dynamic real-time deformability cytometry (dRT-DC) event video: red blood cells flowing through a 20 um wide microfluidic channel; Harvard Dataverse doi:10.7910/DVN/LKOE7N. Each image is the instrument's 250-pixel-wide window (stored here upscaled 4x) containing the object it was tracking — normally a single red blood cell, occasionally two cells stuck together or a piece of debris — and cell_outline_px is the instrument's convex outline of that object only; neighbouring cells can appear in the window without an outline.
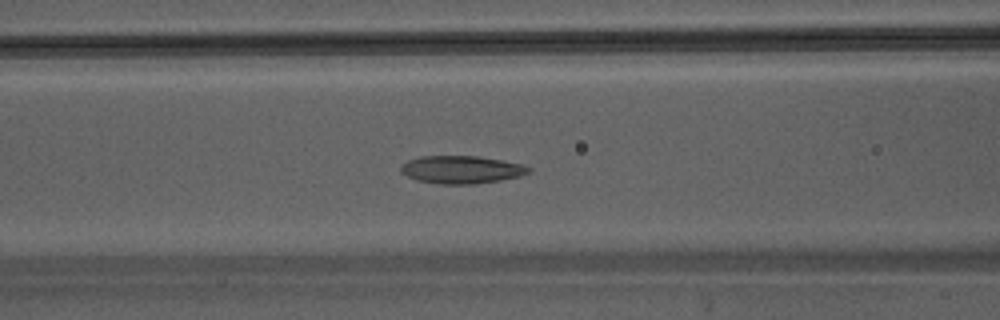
{"species": "Egyptian fruit bat (a non-hibernating species)", "species_latin": "Rousettus aegyptiacus", "temperature_condition": "warm", "stored_images_in_passage": 43, "camera_frame_rate_fps": 3000, "um_per_image_px": 0.085, "animal": {"sex": "male"}, "frame": {"image": 1, "passage_image": 17, "time_ms": 5.333, "image_size_px": [1000, 320], "cell_outline_px": [[532, 168], [528, 172], [520, 176], [500, 180], [476, 184], [440, 184], [416, 180], [400, 172], [400, 168], [408, 160], [420, 156], [476, 156], [500, 160], [520, 164]], "centroid_in_image_um": [39.19, 14.42], "position_along_channel_um": 127.4, "area_um2": 20.52}}
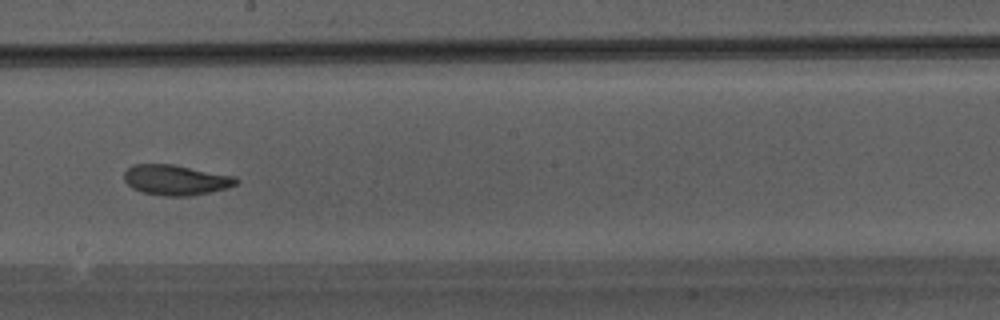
{"frame": {"image": 2, "passage_image": 24, "time_ms": 7.667, "image_size_px": [1000, 320], "cell_outline_px": [[240, 180], [236, 184], [228, 188], [188, 196], [164, 196], [140, 192], [132, 188], [124, 180], [124, 172], [132, 164], [172, 164], [236, 176]], "centroid_in_image_um": [14.94, 15.29], "position_along_channel_um": 233.3, "area_um2": 19.88}}
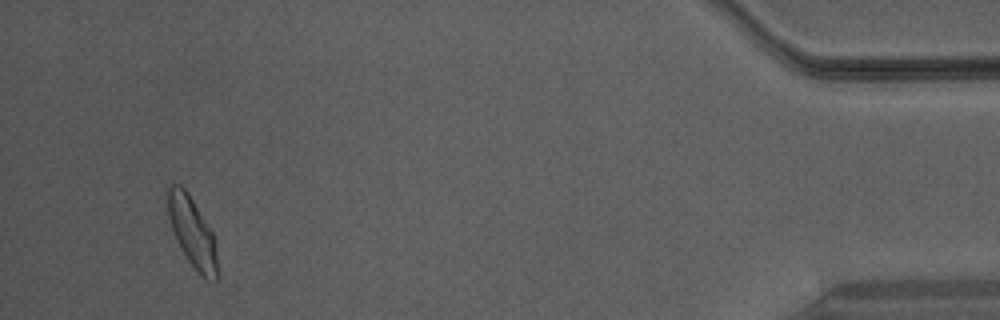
{"frame": {"image": 3, "passage_image": 41, "time_ms": 13.333, "image_size_px": [1000, 320], "cell_outline_px": [[216, 280], [204, 276], [188, 260], [180, 248], [176, 240], [168, 216], [168, 188], [172, 184], [180, 184], [188, 192], [212, 232], [216, 240]], "centroid_in_image_um": [16.32, 19.66], "position_along_channel_um": 418.9, "area_um2": 19.54}}